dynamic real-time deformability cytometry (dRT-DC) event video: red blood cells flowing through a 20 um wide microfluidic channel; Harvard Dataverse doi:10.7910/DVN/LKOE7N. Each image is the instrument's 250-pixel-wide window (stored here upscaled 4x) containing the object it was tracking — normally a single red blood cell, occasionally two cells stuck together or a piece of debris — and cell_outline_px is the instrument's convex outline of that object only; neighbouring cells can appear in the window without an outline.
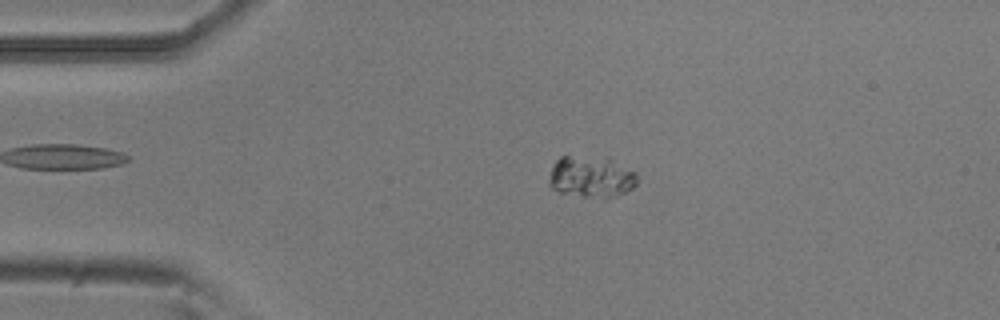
{"species": "common noctule bat (a hibernating species)", "species_latin": "Nyctalus noctula", "temperature_condition": "room temperature", "stored_images_in_passage": 4, "camera_frame_rate_fps": 3000, "um_per_image_px": 0.085, "animal": {"sex": "male", "body_mass_g": 20.5, "forearm_length_mm": 52.5}, "frame": {"image": 1, "passage_image": 3, "time_ms": 0.667, "image_size_px": [1000, 320], "cell_outline_px": [[636, 184], [632, 188], [608, 200], [604, 200], [580, 196], [560, 192], [552, 188], [548, 184], [548, 180], [552, 164], [560, 156], [608, 156], [636, 172]], "centroid_in_image_um": [50.25, 15.03], "position_along_channel_um": 34.8, "area_um2": 22.02}}